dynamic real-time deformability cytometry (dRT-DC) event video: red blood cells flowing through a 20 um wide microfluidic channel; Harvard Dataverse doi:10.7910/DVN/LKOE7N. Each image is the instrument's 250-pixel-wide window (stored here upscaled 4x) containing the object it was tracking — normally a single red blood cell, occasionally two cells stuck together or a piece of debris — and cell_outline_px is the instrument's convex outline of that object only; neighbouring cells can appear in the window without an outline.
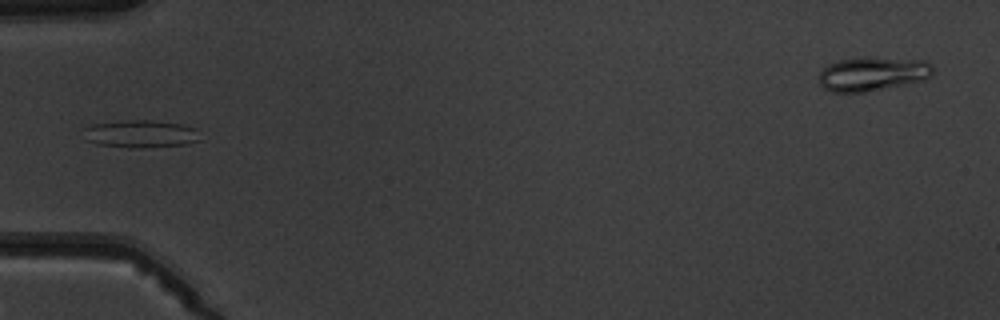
{"species": "common noctule bat (a hibernating species)", "species_latin": "Nyctalus noctula", "temperature_condition": "warm", "stored_images_in_passage": 7, "camera_frame_rate_fps": 3000, "um_per_image_px": 0.085, "animal": {"sex": "male", "body_mass_g": 19.5, "forearm_length_mm": 54.6}, "frame": {"image": 1, "passage_image": 4, "time_ms": 4.667, "image_size_px": [1000, 320], "cell_outline_px": [[200, 140], [188, 144], [144, 148], [132, 148], [96, 144], [84, 140], [84, 128], [92, 124], [120, 120], [148, 120], [180, 124], [196, 128]], "centroid_in_image_um": [11.91, 11.39], "position_along_channel_um": 73.1, "area_um2": 18.96}}
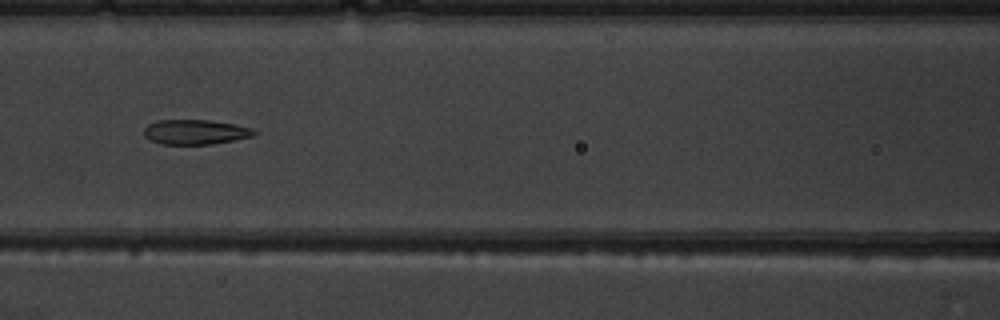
{"frame": {"image": 2, "passage_image": 6, "time_ms": 6.667, "image_size_px": [1000, 320], "cell_outline_px": [[256, 132], [252, 136], [212, 144], [160, 144], [144, 136], [144, 128], [148, 124], [156, 120], [208, 120], [236, 124], [252, 128]], "centroid_in_image_um": [16.57, 11.21], "position_along_channel_um": 150.0, "area_um2": 15.84}}
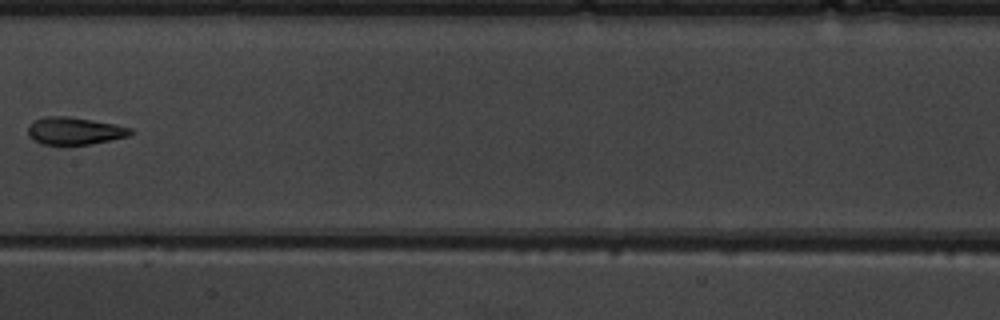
{"frame": {"image": 3, "passage_image": 7, "time_ms": 8.0, "image_size_px": [1000, 320], "cell_outline_px": [[136, 132], [128, 136], [92, 144], [40, 144], [32, 140], [28, 132], [28, 124], [44, 116], [68, 116], [116, 124], [132, 128]], "centroid_in_image_um": [6.35, 11.12], "position_along_channel_um": 201.0, "area_um2": 16.47}}